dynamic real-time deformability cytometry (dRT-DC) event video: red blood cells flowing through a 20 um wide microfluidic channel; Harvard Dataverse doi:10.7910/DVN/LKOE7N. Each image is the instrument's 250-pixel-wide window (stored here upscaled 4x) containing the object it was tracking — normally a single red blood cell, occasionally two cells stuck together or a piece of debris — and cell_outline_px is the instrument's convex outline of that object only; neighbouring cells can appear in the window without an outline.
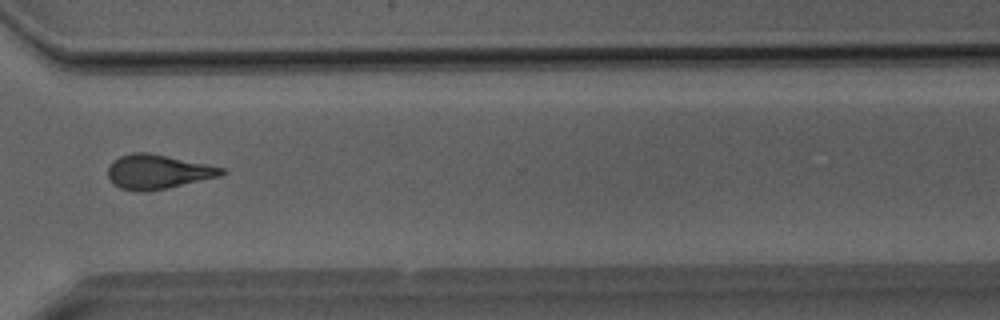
{"species": "Egyptian fruit bat (a non-hibernating species)", "species_latin": "Rousettus aegyptiacus", "temperature_condition": "room temperature", "stored_images_in_passage": 40, "camera_frame_rate_fps": 3000, "um_per_image_px": 0.085, "animal": {"sex": "male"}, "frame": {"image": 1, "passage_image": 30, "time_ms": 9.667, "image_size_px": [1000, 320], "cell_outline_px": [[228, 172], [220, 176], [164, 188], [144, 192], [136, 192], [120, 188], [112, 184], [108, 176], [108, 168], [112, 160], [120, 156], [132, 152], [148, 152], [208, 164], [224, 168]], "centroid_in_image_um": [13.38, 14.59], "position_along_channel_um": 357.2, "area_um2": 22.77}}
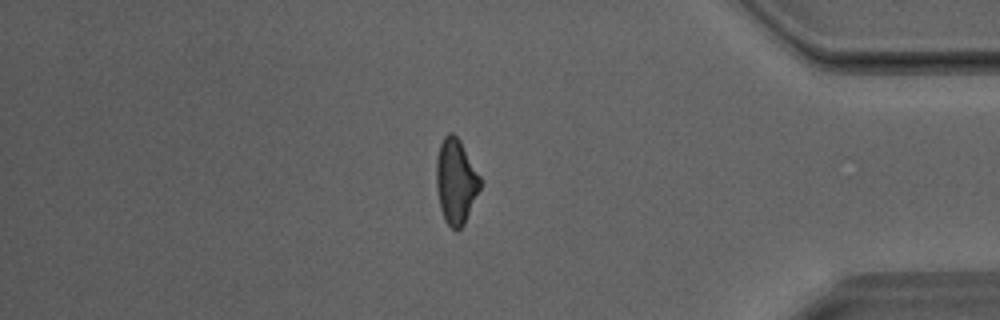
{"frame": {"image": 2, "passage_image": 34, "time_ms": 11.0, "image_size_px": [1000, 320], "cell_outline_px": [[480, 188], [464, 224], [456, 232], [444, 220], [440, 208], [436, 188], [436, 156], [440, 144], [444, 136], [448, 132], [452, 132], [460, 140], [480, 176]], "centroid_in_image_um": [38.72, 15.41], "position_along_channel_um": 396.5, "area_um2": 21.73}}
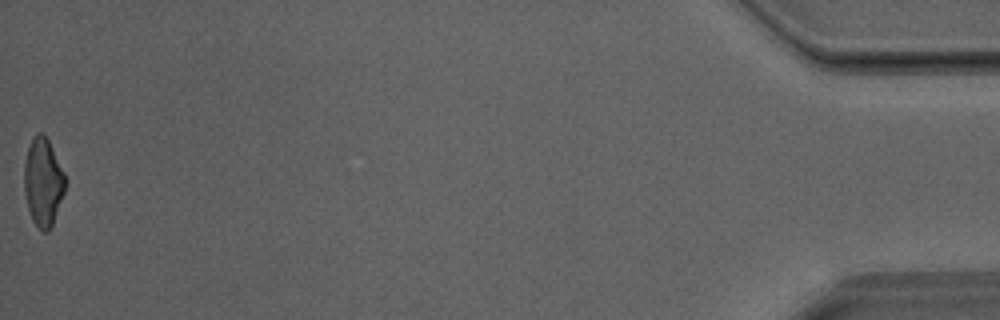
{"frame": {"image": 3, "passage_image": 40, "time_ms": 13.0, "image_size_px": [1000, 320], "cell_outline_px": [[68, 180], [64, 192], [52, 224], [48, 232], [44, 232], [32, 220], [28, 208], [24, 192], [24, 164], [28, 148], [32, 136], [36, 132], [40, 132], [48, 140]], "centroid_in_image_um": [3.66, 15.45], "position_along_channel_um": 431.5, "area_um2": 20.98}}